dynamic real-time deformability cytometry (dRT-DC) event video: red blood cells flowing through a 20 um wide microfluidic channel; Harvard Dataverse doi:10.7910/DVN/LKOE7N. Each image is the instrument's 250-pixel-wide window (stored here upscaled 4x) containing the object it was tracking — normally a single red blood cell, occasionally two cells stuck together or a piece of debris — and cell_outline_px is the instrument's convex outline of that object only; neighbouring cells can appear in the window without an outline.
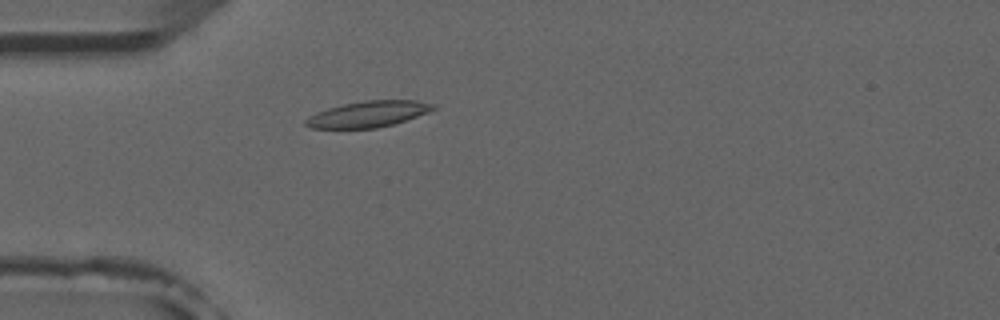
{"species": "common noctule bat (a hibernating species)", "species_latin": "Nyctalus noctula", "temperature_condition": "room temperature", "stored_images_in_passage": 3, "camera_frame_rate_fps": 3000, "um_per_image_px": 0.085, "animal": {"sex": "male", "forearm_length_mm": 52.5}, "frame": {"image": 1, "passage_image": 3, "time_ms": 2.667, "image_size_px": [1000, 320], "cell_outline_px": [[436, 108], [428, 112], [392, 124], [376, 128], [312, 128], [304, 124], [304, 120], [308, 116], [316, 112], [328, 108], [344, 104], [364, 100], [416, 100], [436, 104]], "centroid_in_image_um": [31.28, 9.69], "position_along_channel_um": 53.7, "area_um2": 19.25}}